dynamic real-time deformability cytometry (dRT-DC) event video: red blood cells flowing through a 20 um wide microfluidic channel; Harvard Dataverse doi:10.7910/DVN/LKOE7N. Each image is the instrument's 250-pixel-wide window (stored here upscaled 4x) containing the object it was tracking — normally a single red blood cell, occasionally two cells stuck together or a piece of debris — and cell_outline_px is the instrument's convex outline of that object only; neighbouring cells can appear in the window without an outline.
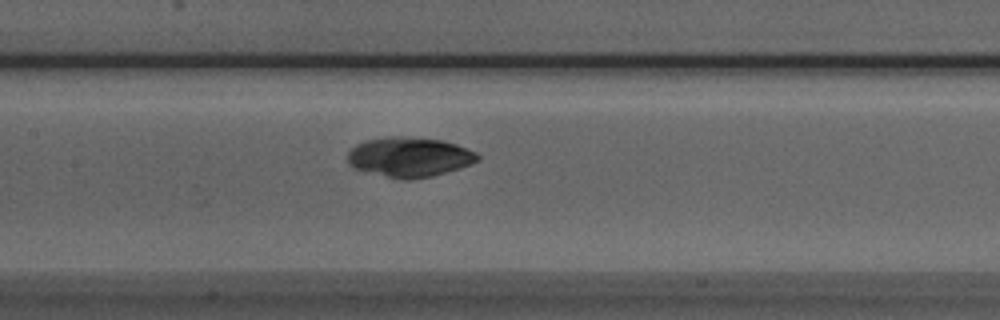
{"species": "Egyptian fruit bat (a non-hibernating species)", "species_latin": "Rousettus aegyptiacus", "temperature_condition": "room temperature", "stored_images_in_passage": 36, "camera_frame_rate_fps": 3000, "um_per_image_px": 0.085, "animal": {"sex": "male"}, "frame": {"image": 1, "passage_image": 17, "time_ms": 5.333, "image_size_px": [1000, 320], "cell_outline_px": [[480, 160], [472, 164], [460, 168], [432, 176], [412, 180], [400, 180], [352, 168], [348, 164], [348, 152], [356, 144], [364, 140], [392, 136], [396, 136], [444, 140], [456, 144], [476, 152], [480, 156]], "centroid_in_image_um": [34.8, 13.36], "position_along_channel_um": 172.6, "area_um2": 30.4}}
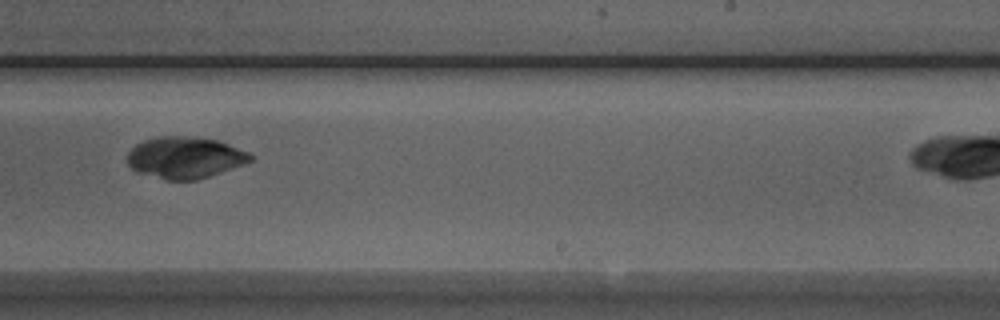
{"frame": {"image": 2, "passage_image": 25, "time_ms": 8.0, "image_size_px": [1000, 320], "cell_outline_px": [[256, 156], [252, 160], [232, 168], [196, 180], [164, 180], [136, 172], [128, 164], [128, 152], [136, 144], [144, 140], [160, 136], [184, 136], [216, 140], [228, 144], [248, 152]], "centroid_in_image_um": [15.7, 13.4], "position_along_channel_um": 273.3, "area_um2": 29.65}}
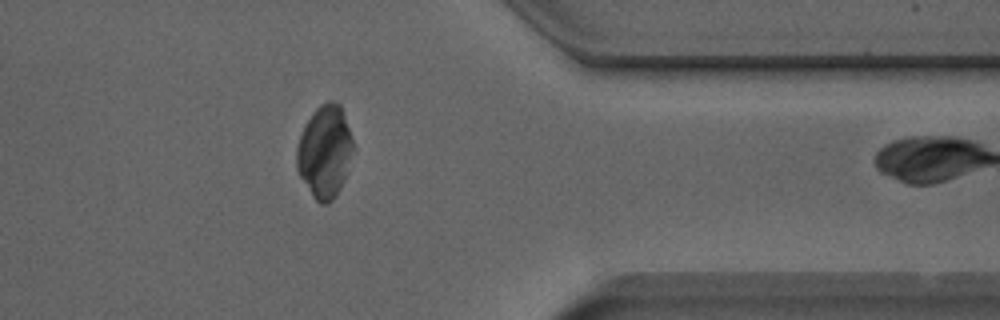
{"frame": {"image": 3, "passage_image": 35, "time_ms": 11.333, "image_size_px": [1000, 320], "cell_outline_px": [[356, 148], [340, 188], [332, 200], [324, 204], [320, 204], [312, 196], [300, 176], [296, 168], [296, 148], [304, 124], [312, 112], [320, 104], [328, 100], [332, 100], [340, 104], [344, 112]], "centroid_in_image_um": [27.62, 12.85], "position_along_channel_um": 383.8, "area_um2": 30.87}}